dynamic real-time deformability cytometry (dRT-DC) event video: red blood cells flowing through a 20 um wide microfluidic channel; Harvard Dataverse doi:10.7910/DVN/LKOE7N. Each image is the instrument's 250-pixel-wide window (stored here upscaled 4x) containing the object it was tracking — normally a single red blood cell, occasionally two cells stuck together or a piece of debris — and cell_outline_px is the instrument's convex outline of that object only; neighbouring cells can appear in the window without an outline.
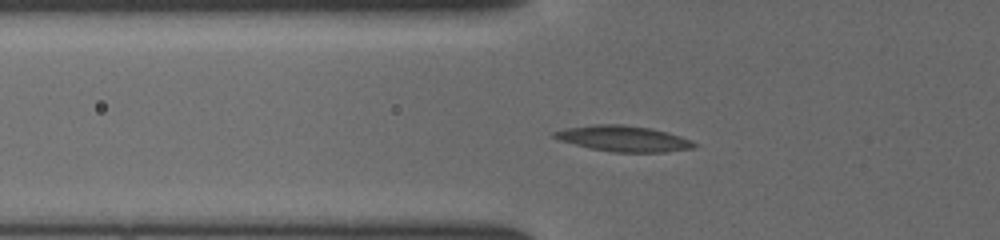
{"species": "common noctule bat (a hibernating species)", "species_latin": "Nyctalus noctula", "temperature_condition": "cold", "stored_images_in_passage": 33, "camera_frame_rate_fps": 3000, "um_per_image_px": 0.085, "animal": {"sex": "female", "body_mass_g": 19.5, "forearm_length_mm": 54.1}, "frame": {"image": 1, "passage_image": 5, "time_ms": 1.333, "image_size_px": [1000, 240], "cell_outline_px": [[700, 144], [696, 148], [664, 152], [612, 152], [592, 148], [556, 140], [552, 136], [552, 132], [564, 128], [596, 124], [624, 124], [652, 128], [668, 132], [692, 140]], "centroid_in_image_um": [53.02, 11.77], "position_along_channel_um": 72.8, "area_um2": 21.33}}
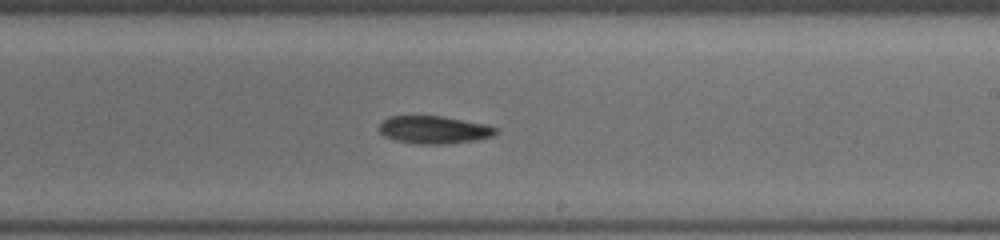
{"frame": {"image": 2, "passage_image": 18, "time_ms": 5.667, "image_size_px": [1000, 240], "cell_outline_px": [[500, 132], [492, 136], [476, 140], [448, 144], [416, 144], [396, 140], [384, 136], [376, 128], [388, 116], [444, 116], [488, 124], [500, 128]], "centroid_in_image_um": [36.94, 11.03], "position_along_channel_um": 252.1, "area_um2": 19.25}}
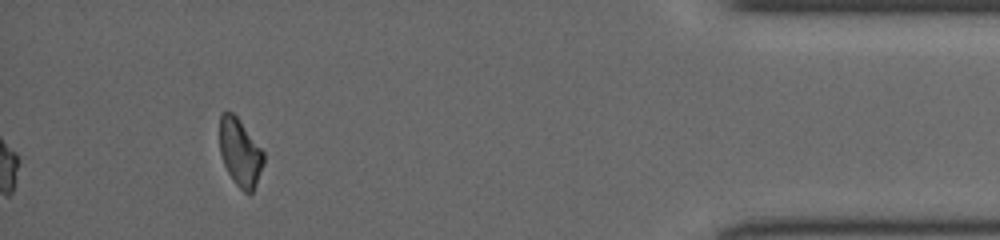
{"frame": {"image": 3, "passage_image": 33, "time_ms": 10.667, "image_size_px": [1000, 240], "cell_outline_px": [[264, 164], [256, 184], [252, 192], [244, 192], [232, 180], [224, 164], [220, 152], [220, 112], [232, 112], [240, 120], [264, 152]], "centroid_in_image_um": [20.41, 12.95], "position_along_channel_um": 414.8, "area_um2": 17.22}}